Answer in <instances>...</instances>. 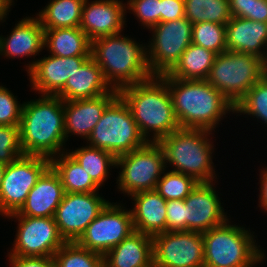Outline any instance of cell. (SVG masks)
Returning <instances> with one entry per match:
<instances>
[{"instance_id":"6da1fadb","label":"cell","mask_w":267,"mask_h":267,"mask_svg":"<svg viewBox=\"0 0 267 267\" xmlns=\"http://www.w3.org/2000/svg\"><path fill=\"white\" fill-rule=\"evenodd\" d=\"M161 77L167 82L180 128L213 132L223 116L235 112V107L207 80H181L168 74Z\"/></svg>"},{"instance_id":"7a4b0ae2","label":"cell","mask_w":267,"mask_h":267,"mask_svg":"<svg viewBox=\"0 0 267 267\" xmlns=\"http://www.w3.org/2000/svg\"><path fill=\"white\" fill-rule=\"evenodd\" d=\"M19 130L24 155L51 160L65 152L64 100L57 95H41L24 102Z\"/></svg>"},{"instance_id":"3957f363","label":"cell","mask_w":267,"mask_h":267,"mask_svg":"<svg viewBox=\"0 0 267 267\" xmlns=\"http://www.w3.org/2000/svg\"><path fill=\"white\" fill-rule=\"evenodd\" d=\"M118 94L129 106L147 142H158L180 128L167 82L161 76H152L140 83L125 86ZM150 132L153 133L151 138Z\"/></svg>"},{"instance_id":"277c9868","label":"cell","mask_w":267,"mask_h":267,"mask_svg":"<svg viewBox=\"0 0 267 267\" xmlns=\"http://www.w3.org/2000/svg\"><path fill=\"white\" fill-rule=\"evenodd\" d=\"M121 33L91 41V57L112 89L140 83L152 77L147 46Z\"/></svg>"},{"instance_id":"5b68a950","label":"cell","mask_w":267,"mask_h":267,"mask_svg":"<svg viewBox=\"0 0 267 267\" xmlns=\"http://www.w3.org/2000/svg\"><path fill=\"white\" fill-rule=\"evenodd\" d=\"M209 135L212 132L204 129L179 128L160 139L158 144L164 153L166 167L172 165V171L190 175L198 182L216 181L212 161L214 146Z\"/></svg>"},{"instance_id":"8992f818","label":"cell","mask_w":267,"mask_h":267,"mask_svg":"<svg viewBox=\"0 0 267 267\" xmlns=\"http://www.w3.org/2000/svg\"><path fill=\"white\" fill-rule=\"evenodd\" d=\"M229 219L202 233L205 267H253L265 260L254 235Z\"/></svg>"},{"instance_id":"52a82bcc","label":"cell","mask_w":267,"mask_h":267,"mask_svg":"<svg viewBox=\"0 0 267 267\" xmlns=\"http://www.w3.org/2000/svg\"><path fill=\"white\" fill-rule=\"evenodd\" d=\"M265 74L261 58L226 50L216 55L206 80L235 107Z\"/></svg>"},{"instance_id":"ba28073f","label":"cell","mask_w":267,"mask_h":267,"mask_svg":"<svg viewBox=\"0 0 267 267\" xmlns=\"http://www.w3.org/2000/svg\"><path fill=\"white\" fill-rule=\"evenodd\" d=\"M88 143L89 146L106 150L117 157L143 147L147 141L141 135L129 106L118 95L106 107L88 137Z\"/></svg>"},{"instance_id":"9c48e42d","label":"cell","mask_w":267,"mask_h":267,"mask_svg":"<svg viewBox=\"0 0 267 267\" xmlns=\"http://www.w3.org/2000/svg\"><path fill=\"white\" fill-rule=\"evenodd\" d=\"M115 167L121 168L117 188L128 197L137 192L155 190L161 175L167 171L158 142H147L143 147L117 156Z\"/></svg>"},{"instance_id":"30bf717a","label":"cell","mask_w":267,"mask_h":267,"mask_svg":"<svg viewBox=\"0 0 267 267\" xmlns=\"http://www.w3.org/2000/svg\"><path fill=\"white\" fill-rule=\"evenodd\" d=\"M192 29L193 24L186 17L160 22L150 29L153 37L146 46L152 76L168 74L174 68L192 43Z\"/></svg>"},{"instance_id":"8fae6325","label":"cell","mask_w":267,"mask_h":267,"mask_svg":"<svg viewBox=\"0 0 267 267\" xmlns=\"http://www.w3.org/2000/svg\"><path fill=\"white\" fill-rule=\"evenodd\" d=\"M51 166L42 156L23 155L5 166L0 186V215L17 213L41 175Z\"/></svg>"},{"instance_id":"7c38bea8","label":"cell","mask_w":267,"mask_h":267,"mask_svg":"<svg viewBox=\"0 0 267 267\" xmlns=\"http://www.w3.org/2000/svg\"><path fill=\"white\" fill-rule=\"evenodd\" d=\"M134 231L130 209L109 202L76 243L104 256Z\"/></svg>"},{"instance_id":"4fadbf2b","label":"cell","mask_w":267,"mask_h":267,"mask_svg":"<svg viewBox=\"0 0 267 267\" xmlns=\"http://www.w3.org/2000/svg\"><path fill=\"white\" fill-rule=\"evenodd\" d=\"M18 220L13 248L8 255L53 257L66 243L54 217L7 216Z\"/></svg>"},{"instance_id":"5bb4252c","label":"cell","mask_w":267,"mask_h":267,"mask_svg":"<svg viewBox=\"0 0 267 267\" xmlns=\"http://www.w3.org/2000/svg\"><path fill=\"white\" fill-rule=\"evenodd\" d=\"M153 267L204 266L202 233L166 231L152 237Z\"/></svg>"},{"instance_id":"9a60e30c","label":"cell","mask_w":267,"mask_h":267,"mask_svg":"<svg viewBox=\"0 0 267 267\" xmlns=\"http://www.w3.org/2000/svg\"><path fill=\"white\" fill-rule=\"evenodd\" d=\"M108 203L98 192L65 193L54 214L65 242H76Z\"/></svg>"},{"instance_id":"2e32d148","label":"cell","mask_w":267,"mask_h":267,"mask_svg":"<svg viewBox=\"0 0 267 267\" xmlns=\"http://www.w3.org/2000/svg\"><path fill=\"white\" fill-rule=\"evenodd\" d=\"M215 190L213 182H199L184 199L186 231L207 232L229 219Z\"/></svg>"},{"instance_id":"e0dca14e","label":"cell","mask_w":267,"mask_h":267,"mask_svg":"<svg viewBox=\"0 0 267 267\" xmlns=\"http://www.w3.org/2000/svg\"><path fill=\"white\" fill-rule=\"evenodd\" d=\"M90 56L59 57L48 55L29 62L26 71L32 89L41 95H56Z\"/></svg>"},{"instance_id":"ac0fdd59","label":"cell","mask_w":267,"mask_h":267,"mask_svg":"<svg viewBox=\"0 0 267 267\" xmlns=\"http://www.w3.org/2000/svg\"><path fill=\"white\" fill-rule=\"evenodd\" d=\"M126 3L120 0H85L80 29L92 41L121 33L126 21Z\"/></svg>"},{"instance_id":"d6986e66","label":"cell","mask_w":267,"mask_h":267,"mask_svg":"<svg viewBox=\"0 0 267 267\" xmlns=\"http://www.w3.org/2000/svg\"><path fill=\"white\" fill-rule=\"evenodd\" d=\"M118 90L94 98L64 101V131L66 141L72 135L88 139L106 107L118 96ZM70 134V135H69Z\"/></svg>"},{"instance_id":"ffe728a7","label":"cell","mask_w":267,"mask_h":267,"mask_svg":"<svg viewBox=\"0 0 267 267\" xmlns=\"http://www.w3.org/2000/svg\"><path fill=\"white\" fill-rule=\"evenodd\" d=\"M64 194L60 176L50 166L31 189L21 209L9 216L54 217Z\"/></svg>"},{"instance_id":"44dd1931","label":"cell","mask_w":267,"mask_h":267,"mask_svg":"<svg viewBox=\"0 0 267 267\" xmlns=\"http://www.w3.org/2000/svg\"><path fill=\"white\" fill-rule=\"evenodd\" d=\"M44 43L45 31L38 17L26 16L8 37L0 36V55L13 59L36 56L45 49Z\"/></svg>"},{"instance_id":"7402d4cb","label":"cell","mask_w":267,"mask_h":267,"mask_svg":"<svg viewBox=\"0 0 267 267\" xmlns=\"http://www.w3.org/2000/svg\"><path fill=\"white\" fill-rule=\"evenodd\" d=\"M227 50L255 55L262 60L267 56V23L232 17L226 24Z\"/></svg>"},{"instance_id":"603a6c76","label":"cell","mask_w":267,"mask_h":267,"mask_svg":"<svg viewBox=\"0 0 267 267\" xmlns=\"http://www.w3.org/2000/svg\"><path fill=\"white\" fill-rule=\"evenodd\" d=\"M134 207L131 212L134 230L151 237L167 231V201L156 191H141L131 195Z\"/></svg>"},{"instance_id":"cb8c5ba5","label":"cell","mask_w":267,"mask_h":267,"mask_svg":"<svg viewBox=\"0 0 267 267\" xmlns=\"http://www.w3.org/2000/svg\"><path fill=\"white\" fill-rule=\"evenodd\" d=\"M112 90L104 79L101 68L90 56L79 69L67 79L65 86L56 94L64 101L94 98Z\"/></svg>"},{"instance_id":"d4e9b609","label":"cell","mask_w":267,"mask_h":267,"mask_svg":"<svg viewBox=\"0 0 267 267\" xmlns=\"http://www.w3.org/2000/svg\"><path fill=\"white\" fill-rule=\"evenodd\" d=\"M103 257L105 267H153L152 237L134 231Z\"/></svg>"},{"instance_id":"484cf974","label":"cell","mask_w":267,"mask_h":267,"mask_svg":"<svg viewBox=\"0 0 267 267\" xmlns=\"http://www.w3.org/2000/svg\"><path fill=\"white\" fill-rule=\"evenodd\" d=\"M44 47L53 56H91V40L80 27L44 29Z\"/></svg>"},{"instance_id":"4316f807","label":"cell","mask_w":267,"mask_h":267,"mask_svg":"<svg viewBox=\"0 0 267 267\" xmlns=\"http://www.w3.org/2000/svg\"><path fill=\"white\" fill-rule=\"evenodd\" d=\"M216 55L209 49L191 43L168 75L181 80H206Z\"/></svg>"},{"instance_id":"83f0119b","label":"cell","mask_w":267,"mask_h":267,"mask_svg":"<svg viewBox=\"0 0 267 267\" xmlns=\"http://www.w3.org/2000/svg\"><path fill=\"white\" fill-rule=\"evenodd\" d=\"M67 151L51 159V166L59 174L65 193L98 192L99 186Z\"/></svg>"},{"instance_id":"f1b7e54d","label":"cell","mask_w":267,"mask_h":267,"mask_svg":"<svg viewBox=\"0 0 267 267\" xmlns=\"http://www.w3.org/2000/svg\"><path fill=\"white\" fill-rule=\"evenodd\" d=\"M85 0H50L37 17L44 29L80 27Z\"/></svg>"},{"instance_id":"f546056e","label":"cell","mask_w":267,"mask_h":267,"mask_svg":"<svg viewBox=\"0 0 267 267\" xmlns=\"http://www.w3.org/2000/svg\"><path fill=\"white\" fill-rule=\"evenodd\" d=\"M68 153L99 187L108 179L111 167L116 166V157L111 152L89 145Z\"/></svg>"},{"instance_id":"4dcf8cb0","label":"cell","mask_w":267,"mask_h":267,"mask_svg":"<svg viewBox=\"0 0 267 267\" xmlns=\"http://www.w3.org/2000/svg\"><path fill=\"white\" fill-rule=\"evenodd\" d=\"M185 17L192 23L226 25L232 18L229 0H184Z\"/></svg>"},{"instance_id":"1f68e13d","label":"cell","mask_w":267,"mask_h":267,"mask_svg":"<svg viewBox=\"0 0 267 267\" xmlns=\"http://www.w3.org/2000/svg\"><path fill=\"white\" fill-rule=\"evenodd\" d=\"M56 267H105L103 255L66 242L54 255Z\"/></svg>"},{"instance_id":"d6a6232c","label":"cell","mask_w":267,"mask_h":267,"mask_svg":"<svg viewBox=\"0 0 267 267\" xmlns=\"http://www.w3.org/2000/svg\"><path fill=\"white\" fill-rule=\"evenodd\" d=\"M199 182L192 176L175 171L162 174L156 191L167 200H184Z\"/></svg>"},{"instance_id":"836d02e7","label":"cell","mask_w":267,"mask_h":267,"mask_svg":"<svg viewBox=\"0 0 267 267\" xmlns=\"http://www.w3.org/2000/svg\"><path fill=\"white\" fill-rule=\"evenodd\" d=\"M234 113L255 116L267 125V74L248 90L244 98L235 106Z\"/></svg>"},{"instance_id":"e575fe53","label":"cell","mask_w":267,"mask_h":267,"mask_svg":"<svg viewBox=\"0 0 267 267\" xmlns=\"http://www.w3.org/2000/svg\"><path fill=\"white\" fill-rule=\"evenodd\" d=\"M192 43L216 54L225 52L227 50L226 25L213 22L193 24Z\"/></svg>"},{"instance_id":"d590c367","label":"cell","mask_w":267,"mask_h":267,"mask_svg":"<svg viewBox=\"0 0 267 267\" xmlns=\"http://www.w3.org/2000/svg\"><path fill=\"white\" fill-rule=\"evenodd\" d=\"M23 155L19 126H0V163L8 165Z\"/></svg>"},{"instance_id":"8d00e7d4","label":"cell","mask_w":267,"mask_h":267,"mask_svg":"<svg viewBox=\"0 0 267 267\" xmlns=\"http://www.w3.org/2000/svg\"><path fill=\"white\" fill-rule=\"evenodd\" d=\"M126 5V10H131L144 28L160 23V0H128Z\"/></svg>"},{"instance_id":"74e56055","label":"cell","mask_w":267,"mask_h":267,"mask_svg":"<svg viewBox=\"0 0 267 267\" xmlns=\"http://www.w3.org/2000/svg\"><path fill=\"white\" fill-rule=\"evenodd\" d=\"M23 104L18 103L14 94L0 86V126H19Z\"/></svg>"},{"instance_id":"f35d334b","label":"cell","mask_w":267,"mask_h":267,"mask_svg":"<svg viewBox=\"0 0 267 267\" xmlns=\"http://www.w3.org/2000/svg\"><path fill=\"white\" fill-rule=\"evenodd\" d=\"M166 223L167 231H186L184 200H167Z\"/></svg>"},{"instance_id":"ab89813d","label":"cell","mask_w":267,"mask_h":267,"mask_svg":"<svg viewBox=\"0 0 267 267\" xmlns=\"http://www.w3.org/2000/svg\"><path fill=\"white\" fill-rule=\"evenodd\" d=\"M185 17L184 0H160V22Z\"/></svg>"},{"instance_id":"60d3db41","label":"cell","mask_w":267,"mask_h":267,"mask_svg":"<svg viewBox=\"0 0 267 267\" xmlns=\"http://www.w3.org/2000/svg\"><path fill=\"white\" fill-rule=\"evenodd\" d=\"M11 267H56L53 257H25L8 255Z\"/></svg>"},{"instance_id":"b9f144b4","label":"cell","mask_w":267,"mask_h":267,"mask_svg":"<svg viewBox=\"0 0 267 267\" xmlns=\"http://www.w3.org/2000/svg\"><path fill=\"white\" fill-rule=\"evenodd\" d=\"M252 0H229L232 17H240L251 20Z\"/></svg>"},{"instance_id":"7bdbcfd3","label":"cell","mask_w":267,"mask_h":267,"mask_svg":"<svg viewBox=\"0 0 267 267\" xmlns=\"http://www.w3.org/2000/svg\"><path fill=\"white\" fill-rule=\"evenodd\" d=\"M251 20L267 23V0H252Z\"/></svg>"},{"instance_id":"ee69618b","label":"cell","mask_w":267,"mask_h":267,"mask_svg":"<svg viewBox=\"0 0 267 267\" xmlns=\"http://www.w3.org/2000/svg\"><path fill=\"white\" fill-rule=\"evenodd\" d=\"M261 174V175H260ZM260 176V194H259V207L267 212V167L261 169Z\"/></svg>"},{"instance_id":"f6af8a7d","label":"cell","mask_w":267,"mask_h":267,"mask_svg":"<svg viewBox=\"0 0 267 267\" xmlns=\"http://www.w3.org/2000/svg\"><path fill=\"white\" fill-rule=\"evenodd\" d=\"M12 3H14L13 0H0V22H5L8 12H10L9 9L13 5Z\"/></svg>"},{"instance_id":"bcb514c9","label":"cell","mask_w":267,"mask_h":267,"mask_svg":"<svg viewBox=\"0 0 267 267\" xmlns=\"http://www.w3.org/2000/svg\"><path fill=\"white\" fill-rule=\"evenodd\" d=\"M5 166H6L5 164L0 163V186H1L2 178H3Z\"/></svg>"},{"instance_id":"7dc6e473","label":"cell","mask_w":267,"mask_h":267,"mask_svg":"<svg viewBox=\"0 0 267 267\" xmlns=\"http://www.w3.org/2000/svg\"><path fill=\"white\" fill-rule=\"evenodd\" d=\"M264 64H265V71H266V74H267V56H266V58L264 60Z\"/></svg>"}]
</instances>
